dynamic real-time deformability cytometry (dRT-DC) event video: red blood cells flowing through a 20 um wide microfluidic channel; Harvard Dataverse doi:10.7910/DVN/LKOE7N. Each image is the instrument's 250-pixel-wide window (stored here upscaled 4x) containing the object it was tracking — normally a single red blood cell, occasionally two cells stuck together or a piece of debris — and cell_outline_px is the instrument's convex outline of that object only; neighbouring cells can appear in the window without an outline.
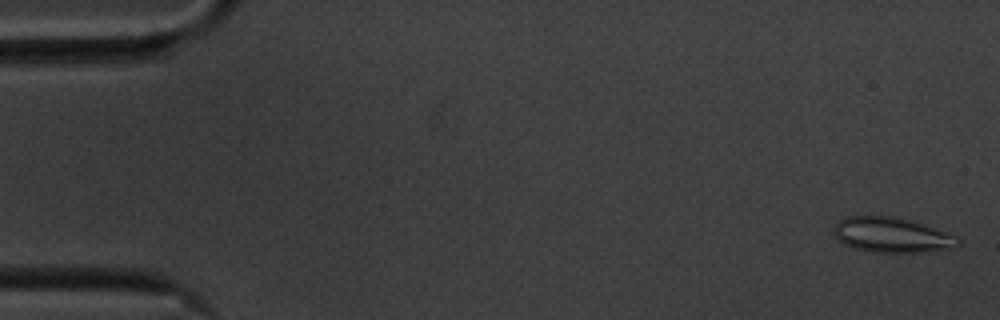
{"species": "common noctule bat (a hibernating species)", "species_latin": "Nyctalus noctula", "temperature_condition": "cold", "stored_images_in_passage": 57, "camera_frame_rate_fps": 3000, "um_per_image_px": 0.085, "animal": {"sex": "male", "body_mass_g": 20.1, "forearm_length_mm": 53.5}, "frame": {"image": 1, "passage_image": 2, "time_ms": 0.333, "image_size_px": [1000, 320], "cell_outline_px": [[960, 244], [952, 248], [928, 252], [872, 252], [852, 248], [844, 244], [836, 236], [832, 228], [840, 220], [848, 216], [892, 216], [908, 220], [956, 236], [960, 240]], "centroid_in_image_um": [75.77, 19.99], "position_along_channel_um": 9.2, "area_um2": 25.09}}
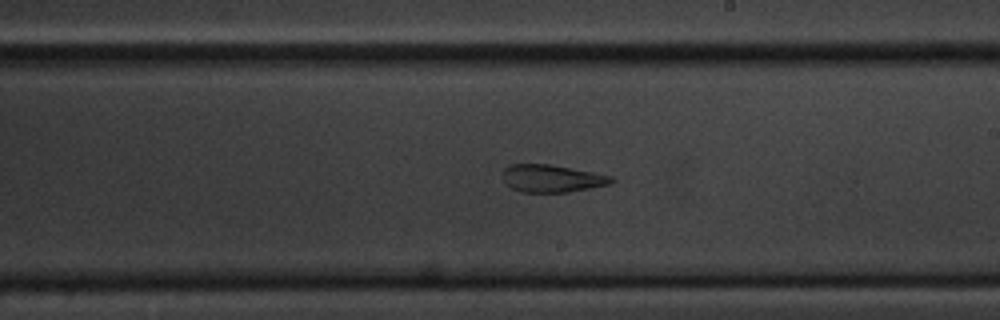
{"frame": {"image": 2, "passage_image": 33, "time_ms": 10.667, "image_size_px": [1000, 320], "cell_outline_px": [[616, 180], [608, 184], [568, 192], [520, 192], [512, 188], [504, 180], [504, 168], [512, 164], [552, 164], [612, 176]], "centroid_in_image_um": [46.91, 15.16], "position_along_channel_um": 242.1, "area_um2": 17.22}}
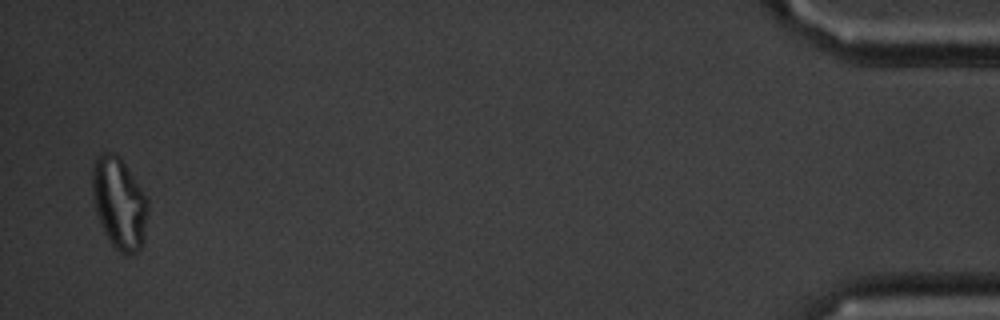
{"frame": {"image": 3, "passage_image": 56, "time_ms": 18.333, "image_size_px": [1000, 320], "cell_outline_px": [[148, 212], [144, 232], [140, 248], [136, 252], [120, 252], [108, 240], [100, 224], [96, 212], [92, 196], [92, 164], [96, 156], [104, 152], [112, 152], [120, 156], [148, 196]], "centroid_in_image_um": [10.12, 17.19], "position_along_channel_um": 425.1, "area_um2": 29.82}, "authors_computed_cell_mechanics": {"area_um2": 23.1778, "velocity_mm_per_s": 3.5073, "shape_relaxation_time_tau1_ms": null, "shape_relaxation_time_tau2_ms": 2.5898, "deformation_change_tau1": null, "deformation_change_tau2": 0.1078}}